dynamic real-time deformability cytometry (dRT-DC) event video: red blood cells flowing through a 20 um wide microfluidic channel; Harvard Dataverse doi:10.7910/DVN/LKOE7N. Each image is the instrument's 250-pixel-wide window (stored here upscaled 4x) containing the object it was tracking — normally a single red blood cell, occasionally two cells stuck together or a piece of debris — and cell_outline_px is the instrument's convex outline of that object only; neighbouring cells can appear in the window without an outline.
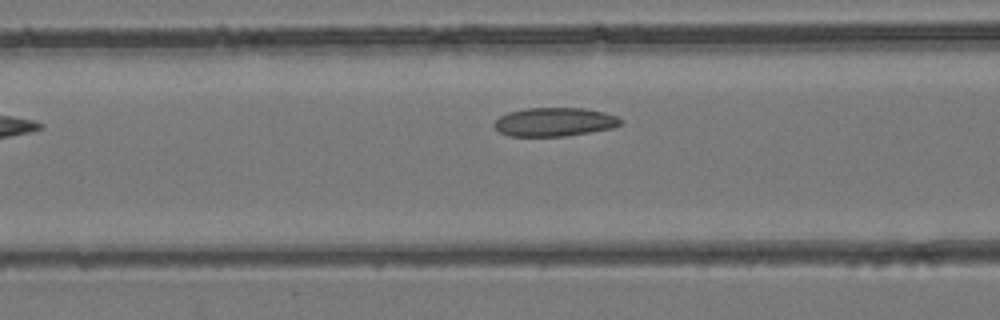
{"species": "common noctule bat (a hibernating species)", "species_latin": "Nyctalus noctula", "temperature_condition": "room temperature", "stored_images_in_passage": 6, "camera_frame_rate_fps": 3000, "um_per_image_px": 0.085, "animal": {"sex": "female", "body_mass_g": 24.6, "forearm_length_mm": 56.2}, "frame": {"image": 1, "passage_image": 4, "time_ms": 1.0, "image_size_px": [1000, 320], "cell_outline_px": [[624, 120], [620, 124], [612, 128], [564, 136], [508, 136], [500, 132], [492, 124], [500, 116], [508, 112], [524, 108], [584, 108], [604, 112], [616, 116]], "centroid_in_image_um": [47.11, 10.36], "position_along_channel_um": 119.5, "area_um2": 21.1}}